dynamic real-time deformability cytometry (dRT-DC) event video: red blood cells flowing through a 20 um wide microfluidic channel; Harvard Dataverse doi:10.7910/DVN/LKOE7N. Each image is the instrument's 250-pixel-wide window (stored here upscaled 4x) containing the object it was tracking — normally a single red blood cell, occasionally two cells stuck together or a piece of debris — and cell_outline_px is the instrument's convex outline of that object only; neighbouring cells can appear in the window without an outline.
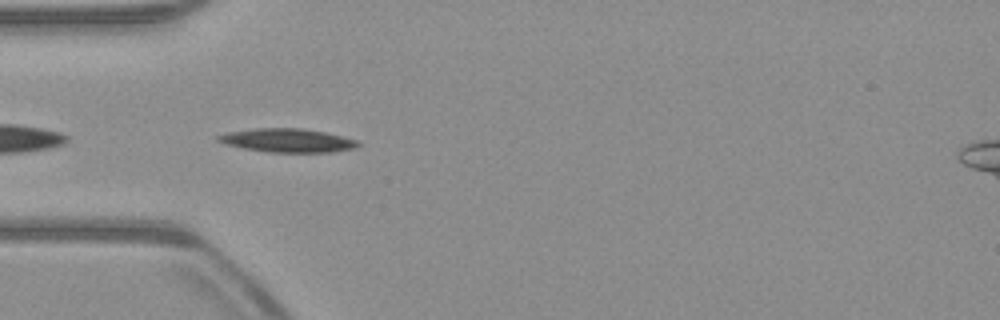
{"species": "common noctule bat (a hibernating species)", "species_latin": "Nyctalus noctula", "temperature_condition": "warm", "stored_images_in_passage": 37, "camera_frame_rate_fps": 3000, "um_per_image_px": 0.085, "animal": {"sex": "male", "body_mass_g": 23.1, "forearm_length_mm": 52.7}, "frame": {"image": 1, "passage_image": 2, "time_ms": 0.333, "image_size_px": [1000, 320], "cell_outline_px": [[360, 144], [352, 148], [332, 152], [268, 152], [244, 148], [228, 144], [216, 140], [216, 136], [228, 132], [256, 128], [300, 128], [324, 132], [356, 140]], "centroid_in_image_um": [24.4, 11.93], "position_along_channel_um": 60.6, "area_um2": 18.9}}
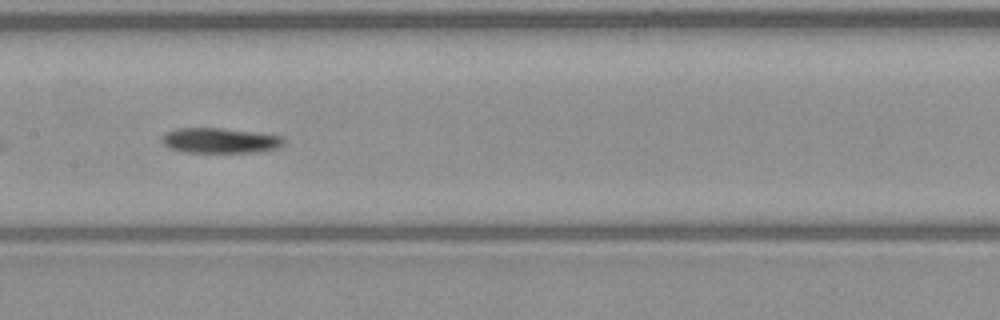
{"frame": {"image": 2, "passage_image": 12, "time_ms": 3.667, "image_size_px": [1000, 320], "cell_outline_px": [[284, 144], [276, 148], [252, 152], [184, 152], [168, 148], [160, 140], [160, 136], [176, 128], [220, 128], [284, 136]], "centroid_in_image_um": [18.65, 11.94], "position_along_channel_um": 188.8, "area_um2": 17.8}}
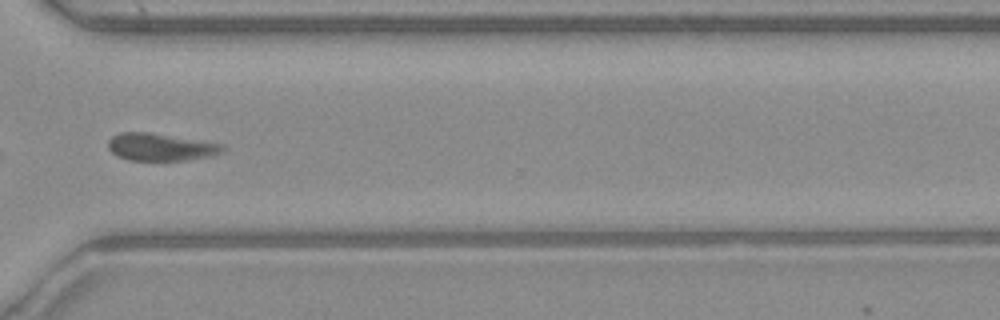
{"frame": {"image": 3, "passage_image": 25, "time_ms": 8.0, "image_size_px": [1000, 320], "cell_outline_px": [[224, 148], [220, 152], [208, 156], [184, 160], [128, 160], [116, 156], [108, 148], [108, 140], [112, 136], [120, 132], [148, 132], [224, 144]], "centroid_in_image_um": [13.58, 12.49], "position_along_channel_um": 357.0, "area_um2": 18.09}, "authors_computed_cell_mechanics": {"area_um2": 18.2648, "velocity_mm_per_s": 3.8894, "shape_relaxation_time_tau1_ms": null, "shape_relaxation_time_tau2_ms": 2.2503, "deformation_change_tau1": null, "deformation_change_tau2": 0.0863}}